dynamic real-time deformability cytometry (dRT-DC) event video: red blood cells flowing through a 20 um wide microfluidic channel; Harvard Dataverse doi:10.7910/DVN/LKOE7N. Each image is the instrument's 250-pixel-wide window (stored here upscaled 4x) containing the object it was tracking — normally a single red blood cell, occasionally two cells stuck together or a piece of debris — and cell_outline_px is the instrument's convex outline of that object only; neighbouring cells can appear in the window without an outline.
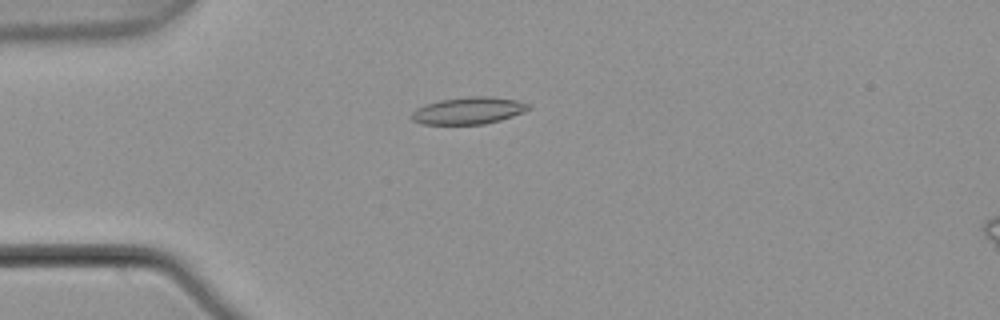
{"species": "common noctule bat (a hibernating species)", "species_latin": "Nyctalus noctula", "temperature_condition": "warm", "stored_images_in_passage": 2, "camera_frame_rate_fps": 3000, "um_per_image_px": 0.085, "animal": {"sex": "male", "body_mass_g": 21.5, "forearm_length_mm": 52.0}, "frame": {"image": 1, "passage_image": 1, "time_ms": 0.0, "image_size_px": [1000, 320], "cell_outline_px": [[532, 108], [524, 112], [500, 120], [484, 124], [424, 124], [412, 120], [412, 112], [416, 108], [424, 104], [440, 100], [468, 96], [488, 96], [516, 100], [532, 104]], "centroid_in_image_um": [39.85, 9.39], "position_along_channel_um": 45.1, "area_um2": 18.5}}
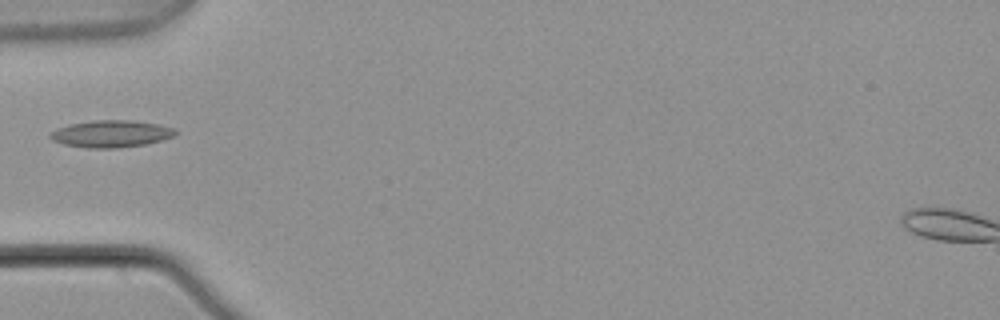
{"frame": {"image": 2, "passage_image": 2, "time_ms": 0.333, "image_size_px": [1000, 320], "cell_outline_px": [[176, 132], [172, 136], [160, 140], [144, 144], [116, 148], [84, 148], [64, 144], [52, 140], [48, 136], [56, 128], [68, 124], [92, 120], [132, 120], [160, 124], [176, 128]], "centroid_in_image_um": [9.41, 11.36], "position_along_channel_um": 75.6, "area_um2": 19.77}}